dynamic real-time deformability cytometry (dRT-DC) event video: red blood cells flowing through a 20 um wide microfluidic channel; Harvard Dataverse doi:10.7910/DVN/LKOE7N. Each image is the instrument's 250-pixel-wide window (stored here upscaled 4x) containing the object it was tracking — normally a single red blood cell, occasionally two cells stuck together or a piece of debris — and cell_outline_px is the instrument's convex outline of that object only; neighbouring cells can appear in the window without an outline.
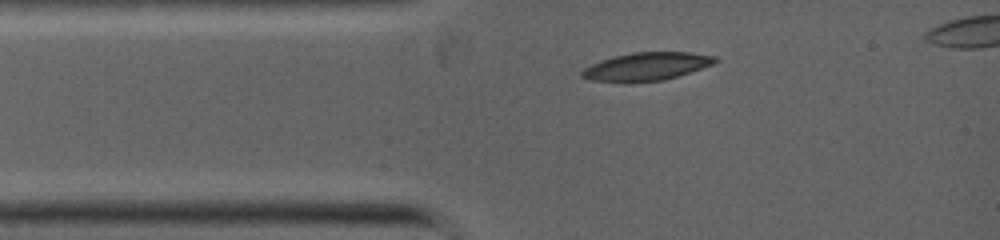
{"species": "common noctule bat (a hibernating species)", "species_latin": "Nyctalus noctula", "temperature_condition": "warm", "stored_images_in_passage": 4, "camera_frame_rate_fps": 5000, "um_per_image_px": 0.085, "animal": {"sex": "female", "body_mass_g": 19.0, "forearm_length_mm": 53.3}, "frame": {"image": 1, "passage_image": 1, "time_ms": 0.0, "image_size_px": [1000, 240], "cell_outline_px": [[720, 60], [712, 64], [664, 80], [628, 84], [624, 84], [592, 80], [580, 76], [580, 72], [584, 68], [592, 64], [616, 56], [632, 52], [688, 52], [716, 56]], "centroid_in_image_um": [54.92, 5.68], "position_along_channel_um": 30.1, "area_um2": 21.91}}